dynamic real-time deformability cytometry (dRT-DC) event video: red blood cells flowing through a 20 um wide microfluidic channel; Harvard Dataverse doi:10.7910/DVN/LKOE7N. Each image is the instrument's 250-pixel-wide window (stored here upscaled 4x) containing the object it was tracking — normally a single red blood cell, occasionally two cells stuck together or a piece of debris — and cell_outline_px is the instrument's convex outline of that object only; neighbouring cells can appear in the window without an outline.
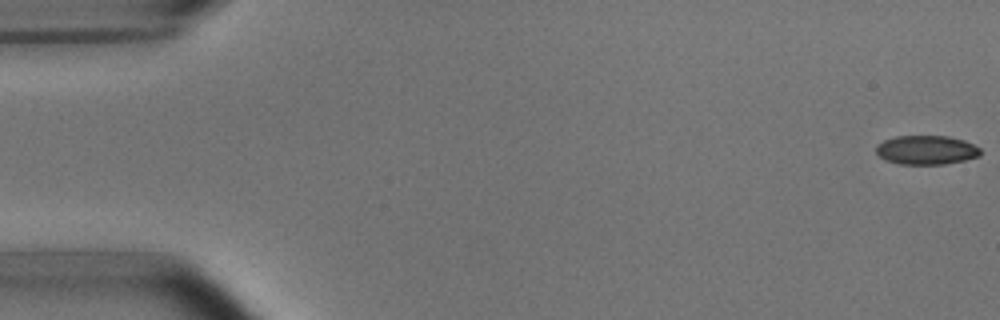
{"species": "common noctule bat (a hibernating species)", "species_latin": "Nyctalus noctula", "temperature_condition": "room temperature", "stored_images_in_passage": 5, "camera_frame_rate_fps": 3000, "um_per_image_px": 0.085, "animal": {"sex": "male", "body_mass_g": 15.6}, "frame": {"image": 1, "passage_image": 1, "time_ms": 0.0, "image_size_px": [1000, 320], "cell_outline_px": [[980, 156], [964, 160], [944, 164], [900, 164], [884, 160], [876, 152], [876, 144], [884, 140], [896, 136], [948, 136], [964, 140], [980, 148]], "centroid_in_image_um": [78.72, 12.75], "position_along_channel_um": 6.3, "area_um2": 17.69}}
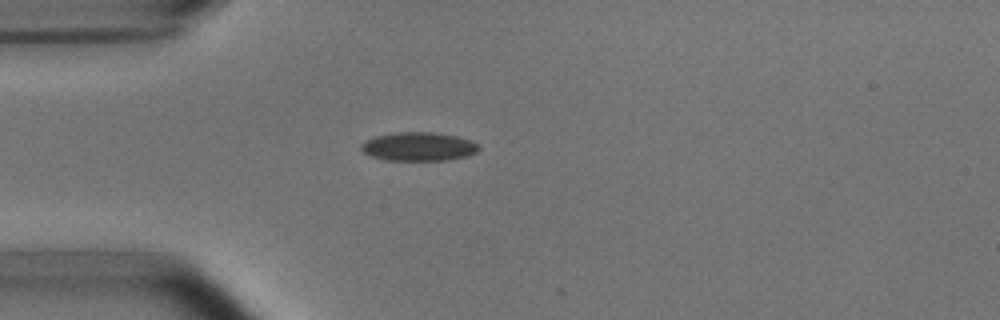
{"frame": {"image": 2, "passage_image": 5, "time_ms": 4.667, "image_size_px": [1000, 320], "cell_outline_px": [[480, 148], [476, 152], [468, 156], [444, 160], [384, 160], [372, 156], [364, 152], [360, 148], [360, 144], [364, 140], [372, 136], [392, 132], [432, 132], [456, 136], [472, 140], [480, 144]], "centroid_in_image_um": [35.56, 12.44], "position_along_channel_um": 49.4, "area_um2": 19.94}}